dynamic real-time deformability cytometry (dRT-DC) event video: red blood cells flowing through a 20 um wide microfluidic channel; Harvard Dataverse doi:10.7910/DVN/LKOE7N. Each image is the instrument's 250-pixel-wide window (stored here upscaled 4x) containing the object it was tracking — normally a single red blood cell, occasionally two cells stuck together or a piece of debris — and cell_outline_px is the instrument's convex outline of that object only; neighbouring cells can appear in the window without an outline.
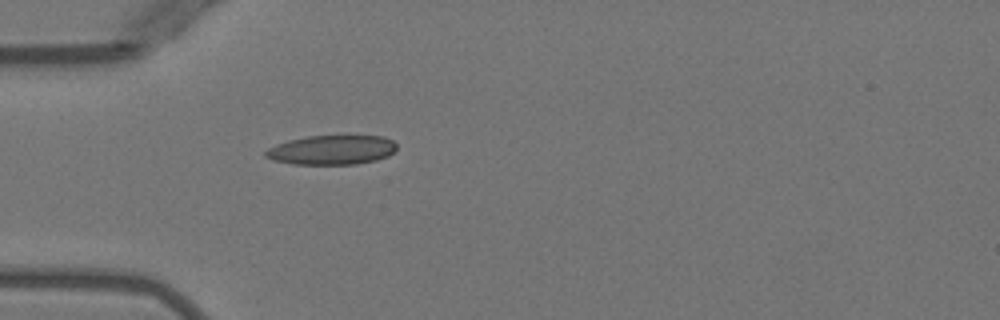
{"species": "Egyptian fruit bat (a non-hibernating species)", "species_latin": "Rousettus aegyptiacus", "temperature_condition": "warm", "stored_images_in_passage": 2, "segment_of_instrument_passage": [1, 2], "camera_frame_rate_fps": 3000, "um_per_image_px": 0.085, "animal": {"sex": "female"}, "frame": {"image": 1, "passage_image": 1, "time_ms": 0.0, "image_size_px": [1000, 320], "cell_outline_px": [[396, 148], [388, 156], [376, 160], [356, 164], [292, 164], [272, 160], [264, 156], [264, 152], [268, 148], [276, 144], [288, 140], [308, 136], [384, 136], [392, 140], [396, 144]], "centroid_in_image_um": [28.17, 12.74], "position_along_channel_um": 56.8, "area_um2": 22.48}}